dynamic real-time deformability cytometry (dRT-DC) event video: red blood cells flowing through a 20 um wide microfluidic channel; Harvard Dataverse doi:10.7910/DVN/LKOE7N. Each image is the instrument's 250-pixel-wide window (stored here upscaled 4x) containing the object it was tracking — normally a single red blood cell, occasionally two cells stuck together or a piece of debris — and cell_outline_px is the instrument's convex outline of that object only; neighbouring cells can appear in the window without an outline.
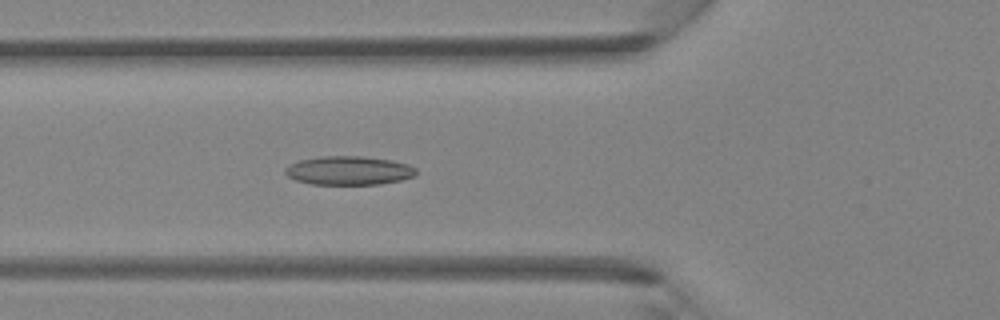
{"species": "Egyptian fruit bat (a non-hibernating species)", "species_latin": "Rousettus aegyptiacus", "temperature_condition": "room temperature", "stored_images_in_passage": 45, "camera_frame_rate_fps": 3000, "um_per_image_px": 0.085, "animal": {"sex": "female"}, "frame": {"image": 1, "passage_image": 17, "time_ms": 5.333, "image_size_px": [1000, 320], "cell_outline_px": [[416, 176], [400, 180], [380, 184], [312, 184], [296, 180], [288, 176], [284, 172], [284, 168], [288, 164], [300, 160], [320, 156], [360, 156], [392, 160], [408, 164], [416, 168]], "centroid_in_image_um": [29.64, 14.49], "position_along_channel_um": 96.2, "area_um2": 22.02}}
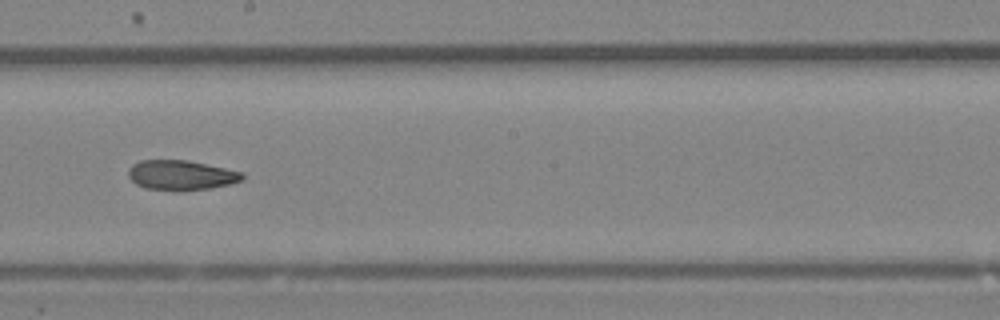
{"frame": {"image": 2, "passage_image": 26, "time_ms": 8.333, "image_size_px": [1000, 320], "cell_outline_px": [[244, 176], [240, 180], [232, 184], [212, 188], [180, 192], [176, 192], [144, 188], [136, 184], [128, 176], [128, 168], [132, 164], [140, 160], [188, 160], [244, 172]], "centroid_in_image_um": [15.38, 14.91], "position_along_channel_um": 232.8, "area_um2": 20.29}}
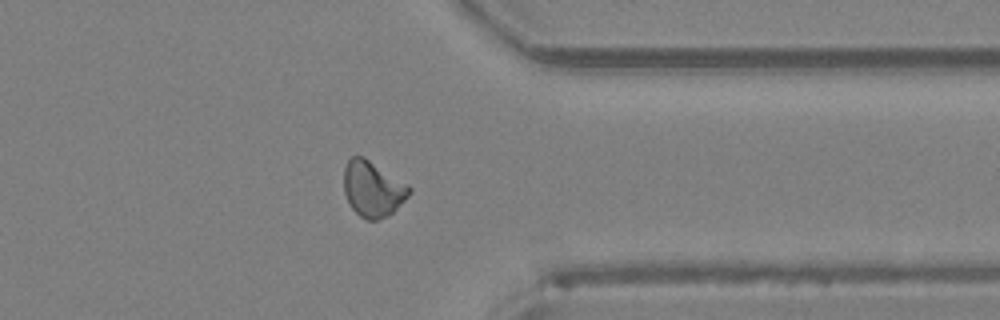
{"frame": {"image": 3, "passage_image": 36, "time_ms": 11.667, "image_size_px": [1000, 320], "cell_outline_px": [[412, 192], [388, 216], [376, 220], [368, 220], [360, 216], [352, 208], [344, 192], [344, 168], [348, 160], [352, 156], [364, 156], [408, 184], [412, 188]], "centroid_in_image_um": [31.69, 16.04], "position_along_channel_um": 379.7, "area_um2": 21.15}}